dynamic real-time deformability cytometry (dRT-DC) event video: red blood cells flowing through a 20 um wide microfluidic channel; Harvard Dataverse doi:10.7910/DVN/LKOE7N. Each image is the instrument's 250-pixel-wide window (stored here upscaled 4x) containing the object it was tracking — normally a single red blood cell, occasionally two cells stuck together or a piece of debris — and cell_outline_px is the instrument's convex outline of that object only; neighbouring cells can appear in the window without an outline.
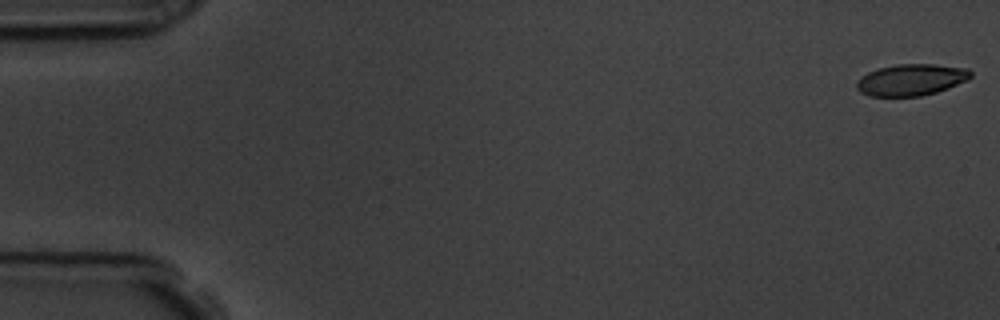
{"species": "common noctule bat (a hibernating species)", "species_latin": "Nyctalus noctula", "temperature_condition": "room temperature", "stored_images_in_passage": 57, "camera_frame_rate_fps": 3000, "um_per_image_px": 0.085, "animal": {"sex": "male", "body_mass_g": 19.5, "forearm_length_mm": 54.6}, "frame": {"image": 1, "passage_image": 1, "time_ms": 0.0, "image_size_px": [1000, 320], "cell_outline_px": [[972, 76], [968, 80], [948, 88], [936, 92], [920, 96], [868, 96], [860, 92], [856, 88], [856, 80], [868, 72], [880, 68], [896, 64], [932, 64], [968, 68], [972, 72]], "centroid_in_image_um": [77.45, 6.78], "position_along_channel_um": 7.6, "area_um2": 21.04}}
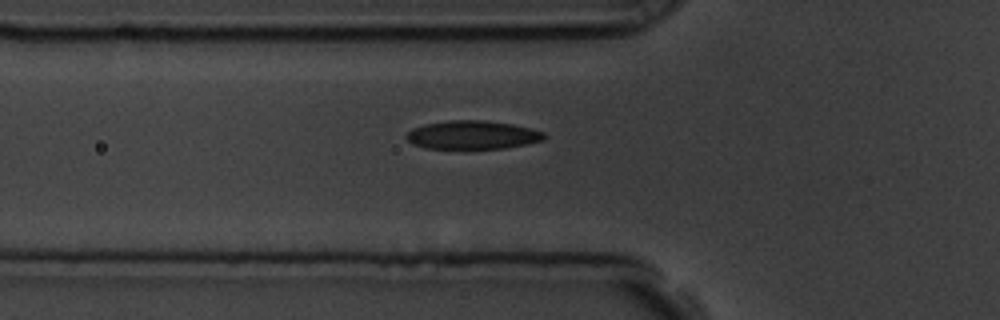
{"frame": {"image": 2, "passage_image": 20, "time_ms": 6.333, "image_size_px": [1000, 320], "cell_outline_px": [[544, 140], [528, 144], [504, 148], [424, 148], [412, 144], [404, 136], [412, 128], [424, 124], [448, 120], [484, 120], [512, 124], [532, 128], [544, 132]], "centroid_in_image_um": [40.15, 11.46], "position_along_channel_um": 85.7, "area_um2": 22.95}}
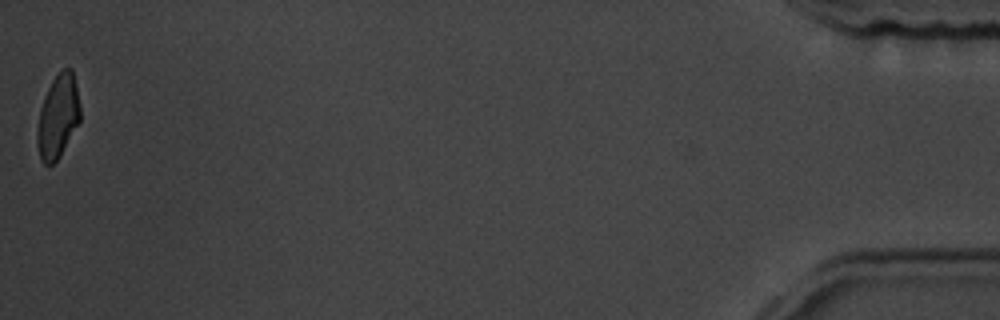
{"frame": {"image": 3, "passage_image": 57, "time_ms": 18.667, "image_size_px": [1000, 320], "cell_outline_px": [[80, 120], [60, 156], [52, 164], [44, 164], [40, 160], [36, 140], [36, 132], [40, 108], [44, 96], [52, 80], [60, 68], [72, 68], [80, 104]], "centroid_in_image_um": [4.91, 9.88], "position_along_channel_um": 430.3, "area_um2": 21.04}, "authors_computed_cell_mechanics": {"area_um2": 22.253, "velocity_mm_per_s": 3.5883, "shape_relaxation_time_tau1_ms": 3.7226, "shape_relaxation_time_tau2_ms": 2.8101, "deformation_change_tau1": 0.1329, "deformation_change_tau2": 0.0944}}